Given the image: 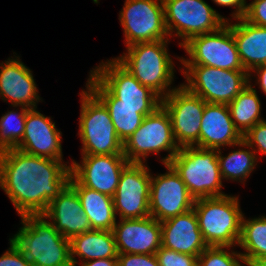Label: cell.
Here are the masks:
<instances>
[{"mask_svg":"<svg viewBox=\"0 0 266 266\" xmlns=\"http://www.w3.org/2000/svg\"><path fill=\"white\" fill-rule=\"evenodd\" d=\"M205 103L183 84L162 98V105L170 115L174 138L180 148L195 144L200 147V127Z\"/></svg>","mask_w":266,"mask_h":266,"instance_id":"cell-11","label":"cell"},{"mask_svg":"<svg viewBox=\"0 0 266 266\" xmlns=\"http://www.w3.org/2000/svg\"><path fill=\"white\" fill-rule=\"evenodd\" d=\"M61 133L55 123L35 108L27 110L25 132L16 149L34 156L62 161Z\"/></svg>","mask_w":266,"mask_h":266,"instance_id":"cell-18","label":"cell"},{"mask_svg":"<svg viewBox=\"0 0 266 266\" xmlns=\"http://www.w3.org/2000/svg\"><path fill=\"white\" fill-rule=\"evenodd\" d=\"M159 266H198V257L173 251L163 246L156 252Z\"/></svg>","mask_w":266,"mask_h":266,"instance_id":"cell-32","label":"cell"},{"mask_svg":"<svg viewBox=\"0 0 266 266\" xmlns=\"http://www.w3.org/2000/svg\"><path fill=\"white\" fill-rule=\"evenodd\" d=\"M254 69H257L255 71L259 77L258 83L260 82V88L266 93V65H261Z\"/></svg>","mask_w":266,"mask_h":266,"instance_id":"cell-39","label":"cell"},{"mask_svg":"<svg viewBox=\"0 0 266 266\" xmlns=\"http://www.w3.org/2000/svg\"><path fill=\"white\" fill-rule=\"evenodd\" d=\"M120 15L127 47L139 42L167 40L162 0H126Z\"/></svg>","mask_w":266,"mask_h":266,"instance_id":"cell-12","label":"cell"},{"mask_svg":"<svg viewBox=\"0 0 266 266\" xmlns=\"http://www.w3.org/2000/svg\"><path fill=\"white\" fill-rule=\"evenodd\" d=\"M239 23L229 26L232 29L240 61L248 73L254 68L266 65V27H259L237 19Z\"/></svg>","mask_w":266,"mask_h":266,"instance_id":"cell-24","label":"cell"},{"mask_svg":"<svg viewBox=\"0 0 266 266\" xmlns=\"http://www.w3.org/2000/svg\"><path fill=\"white\" fill-rule=\"evenodd\" d=\"M23 227L10 239L32 266H73L70 240L58 232L44 215H24Z\"/></svg>","mask_w":266,"mask_h":266,"instance_id":"cell-2","label":"cell"},{"mask_svg":"<svg viewBox=\"0 0 266 266\" xmlns=\"http://www.w3.org/2000/svg\"><path fill=\"white\" fill-rule=\"evenodd\" d=\"M199 229L207 246L238 244L243 215L237 197L216 196L194 201Z\"/></svg>","mask_w":266,"mask_h":266,"instance_id":"cell-3","label":"cell"},{"mask_svg":"<svg viewBox=\"0 0 266 266\" xmlns=\"http://www.w3.org/2000/svg\"><path fill=\"white\" fill-rule=\"evenodd\" d=\"M82 91L80 137L82 155L123 154V142L118 138L105 105L89 90Z\"/></svg>","mask_w":266,"mask_h":266,"instance_id":"cell-6","label":"cell"},{"mask_svg":"<svg viewBox=\"0 0 266 266\" xmlns=\"http://www.w3.org/2000/svg\"><path fill=\"white\" fill-rule=\"evenodd\" d=\"M45 218L53 219L52 225L65 238L91 231V224L83 212L76 190L68 183L59 195L53 199L45 212Z\"/></svg>","mask_w":266,"mask_h":266,"instance_id":"cell-19","label":"cell"},{"mask_svg":"<svg viewBox=\"0 0 266 266\" xmlns=\"http://www.w3.org/2000/svg\"><path fill=\"white\" fill-rule=\"evenodd\" d=\"M165 166L169 172L151 176L150 182L149 212L159 222L192 210L195 201L175 170Z\"/></svg>","mask_w":266,"mask_h":266,"instance_id":"cell-15","label":"cell"},{"mask_svg":"<svg viewBox=\"0 0 266 266\" xmlns=\"http://www.w3.org/2000/svg\"><path fill=\"white\" fill-rule=\"evenodd\" d=\"M243 136L231 119L228 104L205 103L200 127V148L217 149L238 145Z\"/></svg>","mask_w":266,"mask_h":266,"instance_id":"cell-22","label":"cell"},{"mask_svg":"<svg viewBox=\"0 0 266 266\" xmlns=\"http://www.w3.org/2000/svg\"><path fill=\"white\" fill-rule=\"evenodd\" d=\"M61 162L16 148L0 151V187L21 217L43 214L69 183L71 168Z\"/></svg>","mask_w":266,"mask_h":266,"instance_id":"cell-1","label":"cell"},{"mask_svg":"<svg viewBox=\"0 0 266 266\" xmlns=\"http://www.w3.org/2000/svg\"><path fill=\"white\" fill-rule=\"evenodd\" d=\"M168 40L139 42L127 47L128 53L116 60L143 86L149 87L161 98L173 80V63L166 49ZM163 94V95H162Z\"/></svg>","mask_w":266,"mask_h":266,"instance_id":"cell-5","label":"cell"},{"mask_svg":"<svg viewBox=\"0 0 266 266\" xmlns=\"http://www.w3.org/2000/svg\"><path fill=\"white\" fill-rule=\"evenodd\" d=\"M216 4L221 6H234L237 11L232 16L235 19L244 18L247 11L245 0H213Z\"/></svg>","mask_w":266,"mask_h":266,"instance_id":"cell-37","label":"cell"},{"mask_svg":"<svg viewBox=\"0 0 266 266\" xmlns=\"http://www.w3.org/2000/svg\"><path fill=\"white\" fill-rule=\"evenodd\" d=\"M118 266H159L156 254H118Z\"/></svg>","mask_w":266,"mask_h":266,"instance_id":"cell-34","label":"cell"},{"mask_svg":"<svg viewBox=\"0 0 266 266\" xmlns=\"http://www.w3.org/2000/svg\"><path fill=\"white\" fill-rule=\"evenodd\" d=\"M69 184L76 190L92 230L112 231L116 224L113 197L79 184L72 176Z\"/></svg>","mask_w":266,"mask_h":266,"instance_id":"cell-25","label":"cell"},{"mask_svg":"<svg viewBox=\"0 0 266 266\" xmlns=\"http://www.w3.org/2000/svg\"><path fill=\"white\" fill-rule=\"evenodd\" d=\"M256 151L238 150L228 154V156H221L218 150V163L222 178L243 180L251 171H253L256 161Z\"/></svg>","mask_w":266,"mask_h":266,"instance_id":"cell-29","label":"cell"},{"mask_svg":"<svg viewBox=\"0 0 266 266\" xmlns=\"http://www.w3.org/2000/svg\"><path fill=\"white\" fill-rule=\"evenodd\" d=\"M160 223L163 247L197 257L208 247L194 209Z\"/></svg>","mask_w":266,"mask_h":266,"instance_id":"cell-20","label":"cell"},{"mask_svg":"<svg viewBox=\"0 0 266 266\" xmlns=\"http://www.w3.org/2000/svg\"><path fill=\"white\" fill-rule=\"evenodd\" d=\"M255 144L261 154H266V121L258 122L255 126L250 128L244 135L243 141L239 146L253 147Z\"/></svg>","mask_w":266,"mask_h":266,"instance_id":"cell-33","label":"cell"},{"mask_svg":"<svg viewBox=\"0 0 266 266\" xmlns=\"http://www.w3.org/2000/svg\"><path fill=\"white\" fill-rule=\"evenodd\" d=\"M218 30L192 37L183 47L189 60L183 65H203L224 70H245L238 54L232 29L226 21Z\"/></svg>","mask_w":266,"mask_h":266,"instance_id":"cell-10","label":"cell"},{"mask_svg":"<svg viewBox=\"0 0 266 266\" xmlns=\"http://www.w3.org/2000/svg\"><path fill=\"white\" fill-rule=\"evenodd\" d=\"M0 69V96L7 98L14 106H23L28 109L37 108L39 99L33 75L18 59H8ZM18 60V61H17ZM36 101V102H35Z\"/></svg>","mask_w":266,"mask_h":266,"instance_id":"cell-23","label":"cell"},{"mask_svg":"<svg viewBox=\"0 0 266 266\" xmlns=\"http://www.w3.org/2000/svg\"><path fill=\"white\" fill-rule=\"evenodd\" d=\"M82 266H118V259H110V258H105V259H97V260H89V261H84L81 263Z\"/></svg>","mask_w":266,"mask_h":266,"instance_id":"cell-38","label":"cell"},{"mask_svg":"<svg viewBox=\"0 0 266 266\" xmlns=\"http://www.w3.org/2000/svg\"><path fill=\"white\" fill-rule=\"evenodd\" d=\"M10 245V249L0 257V266H32L12 240Z\"/></svg>","mask_w":266,"mask_h":266,"instance_id":"cell-36","label":"cell"},{"mask_svg":"<svg viewBox=\"0 0 266 266\" xmlns=\"http://www.w3.org/2000/svg\"><path fill=\"white\" fill-rule=\"evenodd\" d=\"M162 2L167 33L171 36L175 27L176 35L183 38L180 46L192 37L218 30L227 21L203 0H162Z\"/></svg>","mask_w":266,"mask_h":266,"instance_id":"cell-9","label":"cell"},{"mask_svg":"<svg viewBox=\"0 0 266 266\" xmlns=\"http://www.w3.org/2000/svg\"><path fill=\"white\" fill-rule=\"evenodd\" d=\"M150 182V173L143 163H129L123 169L113 196L115 213L119 212L121 219L150 216Z\"/></svg>","mask_w":266,"mask_h":266,"instance_id":"cell-13","label":"cell"},{"mask_svg":"<svg viewBox=\"0 0 266 266\" xmlns=\"http://www.w3.org/2000/svg\"><path fill=\"white\" fill-rule=\"evenodd\" d=\"M87 88L105 105L118 138L124 143L158 107L116 105V97L90 73Z\"/></svg>","mask_w":266,"mask_h":266,"instance_id":"cell-21","label":"cell"},{"mask_svg":"<svg viewBox=\"0 0 266 266\" xmlns=\"http://www.w3.org/2000/svg\"><path fill=\"white\" fill-rule=\"evenodd\" d=\"M27 110L28 108L22 106L20 114L17 115L16 112L10 111L1 117L0 151L10 148H16L20 140H22L25 132Z\"/></svg>","mask_w":266,"mask_h":266,"instance_id":"cell-30","label":"cell"},{"mask_svg":"<svg viewBox=\"0 0 266 266\" xmlns=\"http://www.w3.org/2000/svg\"><path fill=\"white\" fill-rule=\"evenodd\" d=\"M252 264L254 266H266V255L258 257Z\"/></svg>","mask_w":266,"mask_h":266,"instance_id":"cell-40","label":"cell"},{"mask_svg":"<svg viewBox=\"0 0 266 266\" xmlns=\"http://www.w3.org/2000/svg\"><path fill=\"white\" fill-rule=\"evenodd\" d=\"M82 165L72 162L71 176L85 187L114 196L123 169L129 164L124 154L83 155Z\"/></svg>","mask_w":266,"mask_h":266,"instance_id":"cell-16","label":"cell"},{"mask_svg":"<svg viewBox=\"0 0 266 266\" xmlns=\"http://www.w3.org/2000/svg\"><path fill=\"white\" fill-rule=\"evenodd\" d=\"M261 104L256 90L249 84L229 104L231 119L236 129L243 136L260 118Z\"/></svg>","mask_w":266,"mask_h":266,"instance_id":"cell-27","label":"cell"},{"mask_svg":"<svg viewBox=\"0 0 266 266\" xmlns=\"http://www.w3.org/2000/svg\"><path fill=\"white\" fill-rule=\"evenodd\" d=\"M91 73L116 97V105L159 107L162 98L149 87L143 86L116 59Z\"/></svg>","mask_w":266,"mask_h":266,"instance_id":"cell-14","label":"cell"},{"mask_svg":"<svg viewBox=\"0 0 266 266\" xmlns=\"http://www.w3.org/2000/svg\"><path fill=\"white\" fill-rule=\"evenodd\" d=\"M73 255L88 260L97 259H118L116 242L113 231L91 230L76 235L70 239V258L72 265L77 261Z\"/></svg>","mask_w":266,"mask_h":266,"instance_id":"cell-26","label":"cell"},{"mask_svg":"<svg viewBox=\"0 0 266 266\" xmlns=\"http://www.w3.org/2000/svg\"><path fill=\"white\" fill-rule=\"evenodd\" d=\"M112 231L118 254H156L162 246L161 223L151 216L121 219Z\"/></svg>","mask_w":266,"mask_h":266,"instance_id":"cell-17","label":"cell"},{"mask_svg":"<svg viewBox=\"0 0 266 266\" xmlns=\"http://www.w3.org/2000/svg\"><path fill=\"white\" fill-rule=\"evenodd\" d=\"M162 150L170 152L162 160L165 165L180 150L174 138L170 115L163 105L144 117L140 127L123 143V154L129 163H143L141 157L145 159L149 152L159 153Z\"/></svg>","mask_w":266,"mask_h":266,"instance_id":"cell-7","label":"cell"},{"mask_svg":"<svg viewBox=\"0 0 266 266\" xmlns=\"http://www.w3.org/2000/svg\"><path fill=\"white\" fill-rule=\"evenodd\" d=\"M189 92L200 96L207 103L229 104L249 83L245 70H224L203 65H184Z\"/></svg>","mask_w":266,"mask_h":266,"instance_id":"cell-8","label":"cell"},{"mask_svg":"<svg viewBox=\"0 0 266 266\" xmlns=\"http://www.w3.org/2000/svg\"><path fill=\"white\" fill-rule=\"evenodd\" d=\"M224 248L226 246H208L198 256V266H241L236 257L245 263L241 253H229Z\"/></svg>","mask_w":266,"mask_h":266,"instance_id":"cell-31","label":"cell"},{"mask_svg":"<svg viewBox=\"0 0 266 266\" xmlns=\"http://www.w3.org/2000/svg\"><path fill=\"white\" fill-rule=\"evenodd\" d=\"M238 244L247 251L241 254L245 264H252L258 257L265 256L266 217L245 221L243 216Z\"/></svg>","mask_w":266,"mask_h":266,"instance_id":"cell-28","label":"cell"},{"mask_svg":"<svg viewBox=\"0 0 266 266\" xmlns=\"http://www.w3.org/2000/svg\"><path fill=\"white\" fill-rule=\"evenodd\" d=\"M244 19L253 25L266 27V0H254L247 5Z\"/></svg>","mask_w":266,"mask_h":266,"instance_id":"cell-35","label":"cell"},{"mask_svg":"<svg viewBox=\"0 0 266 266\" xmlns=\"http://www.w3.org/2000/svg\"><path fill=\"white\" fill-rule=\"evenodd\" d=\"M185 183L190 195L200 198L223 196L218 150L184 146L168 163Z\"/></svg>","mask_w":266,"mask_h":266,"instance_id":"cell-4","label":"cell"}]
</instances>
